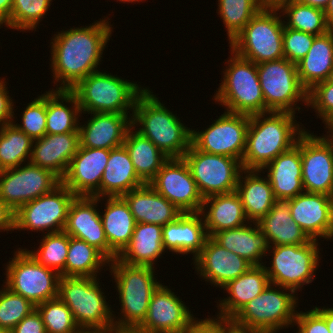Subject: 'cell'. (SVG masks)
<instances>
[{
	"instance_id": "obj_1",
	"label": "cell",
	"mask_w": 333,
	"mask_h": 333,
	"mask_svg": "<svg viewBox=\"0 0 333 333\" xmlns=\"http://www.w3.org/2000/svg\"><path fill=\"white\" fill-rule=\"evenodd\" d=\"M109 20L104 16L90 26H73L56 32L52 37L50 67L53 83H59L56 90H71L79 81L99 70L102 54L113 31Z\"/></svg>"
},
{
	"instance_id": "obj_2",
	"label": "cell",
	"mask_w": 333,
	"mask_h": 333,
	"mask_svg": "<svg viewBox=\"0 0 333 333\" xmlns=\"http://www.w3.org/2000/svg\"><path fill=\"white\" fill-rule=\"evenodd\" d=\"M295 119V114L291 112L270 111L250 115L241 162L243 169L262 170L281 153L292 148L306 131V127L301 128L302 125Z\"/></svg>"
},
{
	"instance_id": "obj_3",
	"label": "cell",
	"mask_w": 333,
	"mask_h": 333,
	"mask_svg": "<svg viewBox=\"0 0 333 333\" xmlns=\"http://www.w3.org/2000/svg\"><path fill=\"white\" fill-rule=\"evenodd\" d=\"M131 126L168 158H183L191 145L192 129L147 88L136 100Z\"/></svg>"
},
{
	"instance_id": "obj_4",
	"label": "cell",
	"mask_w": 333,
	"mask_h": 333,
	"mask_svg": "<svg viewBox=\"0 0 333 333\" xmlns=\"http://www.w3.org/2000/svg\"><path fill=\"white\" fill-rule=\"evenodd\" d=\"M146 89L137 82L98 70L70 91L76 96L81 113L130 114L132 111L133 115L136 100Z\"/></svg>"
},
{
	"instance_id": "obj_5",
	"label": "cell",
	"mask_w": 333,
	"mask_h": 333,
	"mask_svg": "<svg viewBox=\"0 0 333 333\" xmlns=\"http://www.w3.org/2000/svg\"><path fill=\"white\" fill-rule=\"evenodd\" d=\"M108 267L116 282L121 304L120 317L113 314L114 325L138 327L146 318L153 292L161 284L155 278L156 268L129 265L117 257L110 261Z\"/></svg>"
},
{
	"instance_id": "obj_6",
	"label": "cell",
	"mask_w": 333,
	"mask_h": 333,
	"mask_svg": "<svg viewBox=\"0 0 333 333\" xmlns=\"http://www.w3.org/2000/svg\"><path fill=\"white\" fill-rule=\"evenodd\" d=\"M99 284L98 277L61 276L59 280L58 297L83 333H97L114 325V311Z\"/></svg>"
},
{
	"instance_id": "obj_7",
	"label": "cell",
	"mask_w": 333,
	"mask_h": 333,
	"mask_svg": "<svg viewBox=\"0 0 333 333\" xmlns=\"http://www.w3.org/2000/svg\"><path fill=\"white\" fill-rule=\"evenodd\" d=\"M231 56L223 71V79L213 101L225 111L238 114L265 113V102L257 72V64L230 49Z\"/></svg>"
},
{
	"instance_id": "obj_8",
	"label": "cell",
	"mask_w": 333,
	"mask_h": 333,
	"mask_svg": "<svg viewBox=\"0 0 333 333\" xmlns=\"http://www.w3.org/2000/svg\"><path fill=\"white\" fill-rule=\"evenodd\" d=\"M279 11L261 8L233 39L230 49L255 64L283 59L284 20Z\"/></svg>"
},
{
	"instance_id": "obj_9",
	"label": "cell",
	"mask_w": 333,
	"mask_h": 333,
	"mask_svg": "<svg viewBox=\"0 0 333 333\" xmlns=\"http://www.w3.org/2000/svg\"><path fill=\"white\" fill-rule=\"evenodd\" d=\"M294 293L289 288L270 283L260 295L245 304L232 318L240 324L266 333H277L290 325L294 327L298 306V295Z\"/></svg>"
},
{
	"instance_id": "obj_10",
	"label": "cell",
	"mask_w": 333,
	"mask_h": 333,
	"mask_svg": "<svg viewBox=\"0 0 333 333\" xmlns=\"http://www.w3.org/2000/svg\"><path fill=\"white\" fill-rule=\"evenodd\" d=\"M265 113L300 111L299 102L307 106L308 91L301 85L297 64L286 58L257 64ZM297 109V110H296Z\"/></svg>"
},
{
	"instance_id": "obj_11",
	"label": "cell",
	"mask_w": 333,
	"mask_h": 333,
	"mask_svg": "<svg viewBox=\"0 0 333 333\" xmlns=\"http://www.w3.org/2000/svg\"><path fill=\"white\" fill-rule=\"evenodd\" d=\"M319 242L311 240L303 245L270 246L271 266L263 264L270 283L289 288L297 293L314 281L319 266ZM272 249V250H271Z\"/></svg>"
},
{
	"instance_id": "obj_12",
	"label": "cell",
	"mask_w": 333,
	"mask_h": 333,
	"mask_svg": "<svg viewBox=\"0 0 333 333\" xmlns=\"http://www.w3.org/2000/svg\"><path fill=\"white\" fill-rule=\"evenodd\" d=\"M13 257L5 265L7 288L35 306L58 297V272L40 265L25 248H18Z\"/></svg>"
},
{
	"instance_id": "obj_13",
	"label": "cell",
	"mask_w": 333,
	"mask_h": 333,
	"mask_svg": "<svg viewBox=\"0 0 333 333\" xmlns=\"http://www.w3.org/2000/svg\"><path fill=\"white\" fill-rule=\"evenodd\" d=\"M202 197L236 191L241 161L233 157L198 150L192 143L183 156Z\"/></svg>"
},
{
	"instance_id": "obj_14",
	"label": "cell",
	"mask_w": 333,
	"mask_h": 333,
	"mask_svg": "<svg viewBox=\"0 0 333 333\" xmlns=\"http://www.w3.org/2000/svg\"><path fill=\"white\" fill-rule=\"evenodd\" d=\"M76 196L61 182L49 193L24 204L14 214V230L62 232Z\"/></svg>"
},
{
	"instance_id": "obj_15",
	"label": "cell",
	"mask_w": 333,
	"mask_h": 333,
	"mask_svg": "<svg viewBox=\"0 0 333 333\" xmlns=\"http://www.w3.org/2000/svg\"><path fill=\"white\" fill-rule=\"evenodd\" d=\"M23 165L4 169L0 175V199L13 212L61 183V179L48 169L30 162Z\"/></svg>"
},
{
	"instance_id": "obj_16",
	"label": "cell",
	"mask_w": 333,
	"mask_h": 333,
	"mask_svg": "<svg viewBox=\"0 0 333 333\" xmlns=\"http://www.w3.org/2000/svg\"><path fill=\"white\" fill-rule=\"evenodd\" d=\"M250 115L225 111L208 128L192 129L191 143L200 151L233 157L242 162Z\"/></svg>"
},
{
	"instance_id": "obj_17",
	"label": "cell",
	"mask_w": 333,
	"mask_h": 333,
	"mask_svg": "<svg viewBox=\"0 0 333 333\" xmlns=\"http://www.w3.org/2000/svg\"><path fill=\"white\" fill-rule=\"evenodd\" d=\"M302 185L305 192L333 196V135L300 136Z\"/></svg>"
},
{
	"instance_id": "obj_18",
	"label": "cell",
	"mask_w": 333,
	"mask_h": 333,
	"mask_svg": "<svg viewBox=\"0 0 333 333\" xmlns=\"http://www.w3.org/2000/svg\"><path fill=\"white\" fill-rule=\"evenodd\" d=\"M149 184L182 213L201 212L204 198L184 158H169Z\"/></svg>"
},
{
	"instance_id": "obj_19",
	"label": "cell",
	"mask_w": 333,
	"mask_h": 333,
	"mask_svg": "<svg viewBox=\"0 0 333 333\" xmlns=\"http://www.w3.org/2000/svg\"><path fill=\"white\" fill-rule=\"evenodd\" d=\"M193 318L185 303L161 283L153 292L146 318L138 328L143 333H185Z\"/></svg>"
},
{
	"instance_id": "obj_20",
	"label": "cell",
	"mask_w": 333,
	"mask_h": 333,
	"mask_svg": "<svg viewBox=\"0 0 333 333\" xmlns=\"http://www.w3.org/2000/svg\"><path fill=\"white\" fill-rule=\"evenodd\" d=\"M110 150L79 147L61 182L75 195L100 198Z\"/></svg>"
},
{
	"instance_id": "obj_21",
	"label": "cell",
	"mask_w": 333,
	"mask_h": 333,
	"mask_svg": "<svg viewBox=\"0 0 333 333\" xmlns=\"http://www.w3.org/2000/svg\"><path fill=\"white\" fill-rule=\"evenodd\" d=\"M287 202L293 220L311 240L333 239V196L304 191Z\"/></svg>"
},
{
	"instance_id": "obj_22",
	"label": "cell",
	"mask_w": 333,
	"mask_h": 333,
	"mask_svg": "<svg viewBox=\"0 0 333 333\" xmlns=\"http://www.w3.org/2000/svg\"><path fill=\"white\" fill-rule=\"evenodd\" d=\"M193 261L199 277L217 288H222L253 266L246 259L223 248L212 237L207 238L201 252Z\"/></svg>"
},
{
	"instance_id": "obj_23",
	"label": "cell",
	"mask_w": 333,
	"mask_h": 333,
	"mask_svg": "<svg viewBox=\"0 0 333 333\" xmlns=\"http://www.w3.org/2000/svg\"><path fill=\"white\" fill-rule=\"evenodd\" d=\"M100 201L101 198L76 196L69 206L63 231L96 247L108 258V241L96 209Z\"/></svg>"
},
{
	"instance_id": "obj_24",
	"label": "cell",
	"mask_w": 333,
	"mask_h": 333,
	"mask_svg": "<svg viewBox=\"0 0 333 333\" xmlns=\"http://www.w3.org/2000/svg\"><path fill=\"white\" fill-rule=\"evenodd\" d=\"M163 247L166 252L188 255L195 259L209 237L201 212H185L162 227Z\"/></svg>"
},
{
	"instance_id": "obj_25",
	"label": "cell",
	"mask_w": 333,
	"mask_h": 333,
	"mask_svg": "<svg viewBox=\"0 0 333 333\" xmlns=\"http://www.w3.org/2000/svg\"><path fill=\"white\" fill-rule=\"evenodd\" d=\"M88 114L91 116L87 123L79 125V147L111 150L123 145L125 135L131 127L132 114Z\"/></svg>"
},
{
	"instance_id": "obj_26",
	"label": "cell",
	"mask_w": 333,
	"mask_h": 333,
	"mask_svg": "<svg viewBox=\"0 0 333 333\" xmlns=\"http://www.w3.org/2000/svg\"><path fill=\"white\" fill-rule=\"evenodd\" d=\"M79 146V133L45 134L33 140L30 163L62 179Z\"/></svg>"
},
{
	"instance_id": "obj_27",
	"label": "cell",
	"mask_w": 333,
	"mask_h": 333,
	"mask_svg": "<svg viewBox=\"0 0 333 333\" xmlns=\"http://www.w3.org/2000/svg\"><path fill=\"white\" fill-rule=\"evenodd\" d=\"M264 169L277 200L287 201L303 193L300 137L292 148L269 162L262 173Z\"/></svg>"
},
{
	"instance_id": "obj_28",
	"label": "cell",
	"mask_w": 333,
	"mask_h": 333,
	"mask_svg": "<svg viewBox=\"0 0 333 333\" xmlns=\"http://www.w3.org/2000/svg\"><path fill=\"white\" fill-rule=\"evenodd\" d=\"M122 198L128 204L136 223H151L163 227L182 214V211L160 195L150 184L133 189Z\"/></svg>"
},
{
	"instance_id": "obj_29",
	"label": "cell",
	"mask_w": 333,
	"mask_h": 333,
	"mask_svg": "<svg viewBox=\"0 0 333 333\" xmlns=\"http://www.w3.org/2000/svg\"><path fill=\"white\" fill-rule=\"evenodd\" d=\"M104 199L107 202L100 215L108 241V259L111 261L130 243L136 221L122 197H102L101 200Z\"/></svg>"
},
{
	"instance_id": "obj_30",
	"label": "cell",
	"mask_w": 333,
	"mask_h": 333,
	"mask_svg": "<svg viewBox=\"0 0 333 333\" xmlns=\"http://www.w3.org/2000/svg\"><path fill=\"white\" fill-rule=\"evenodd\" d=\"M269 284L270 280L264 266H252L247 272L221 288L229 296L218 300L217 314L232 318L245 304L260 295Z\"/></svg>"
},
{
	"instance_id": "obj_31",
	"label": "cell",
	"mask_w": 333,
	"mask_h": 333,
	"mask_svg": "<svg viewBox=\"0 0 333 333\" xmlns=\"http://www.w3.org/2000/svg\"><path fill=\"white\" fill-rule=\"evenodd\" d=\"M201 213L209 237L219 231L249 224L241 199L236 191L206 197Z\"/></svg>"
},
{
	"instance_id": "obj_32",
	"label": "cell",
	"mask_w": 333,
	"mask_h": 333,
	"mask_svg": "<svg viewBox=\"0 0 333 333\" xmlns=\"http://www.w3.org/2000/svg\"><path fill=\"white\" fill-rule=\"evenodd\" d=\"M252 224L249 222V225L219 231L212 238L223 248L246 259L253 266H261L264 264L262 258L267 256L270 244L257 222Z\"/></svg>"
},
{
	"instance_id": "obj_33",
	"label": "cell",
	"mask_w": 333,
	"mask_h": 333,
	"mask_svg": "<svg viewBox=\"0 0 333 333\" xmlns=\"http://www.w3.org/2000/svg\"><path fill=\"white\" fill-rule=\"evenodd\" d=\"M144 184L146 183L137 175L125 146L111 149L100 184V198L122 197Z\"/></svg>"
},
{
	"instance_id": "obj_34",
	"label": "cell",
	"mask_w": 333,
	"mask_h": 333,
	"mask_svg": "<svg viewBox=\"0 0 333 333\" xmlns=\"http://www.w3.org/2000/svg\"><path fill=\"white\" fill-rule=\"evenodd\" d=\"M261 172V170L243 169L236 187V192L241 199L246 217L251 223L258 222L263 218L277 200L269 179L267 176L265 178L263 175L261 176L259 174Z\"/></svg>"
},
{
	"instance_id": "obj_35",
	"label": "cell",
	"mask_w": 333,
	"mask_h": 333,
	"mask_svg": "<svg viewBox=\"0 0 333 333\" xmlns=\"http://www.w3.org/2000/svg\"><path fill=\"white\" fill-rule=\"evenodd\" d=\"M257 224L270 246L303 245L311 241L293 220L288 202L284 200H276L270 211Z\"/></svg>"
},
{
	"instance_id": "obj_36",
	"label": "cell",
	"mask_w": 333,
	"mask_h": 333,
	"mask_svg": "<svg viewBox=\"0 0 333 333\" xmlns=\"http://www.w3.org/2000/svg\"><path fill=\"white\" fill-rule=\"evenodd\" d=\"M164 252L162 226L136 223L130 243L117 258L129 265L154 267Z\"/></svg>"
},
{
	"instance_id": "obj_37",
	"label": "cell",
	"mask_w": 333,
	"mask_h": 333,
	"mask_svg": "<svg viewBox=\"0 0 333 333\" xmlns=\"http://www.w3.org/2000/svg\"><path fill=\"white\" fill-rule=\"evenodd\" d=\"M333 68V30L316 36L307 55L297 63L301 85L308 91L326 81Z\"/></svg>"
},
{
	"instance_id": "obj_38",
	"label": "cell",
	"mask_w": 333,
	"mask_h": 333,
	"mask_svg": "<svg viewBox=\"0 0 333 333\" xmlns=\"http://www.w3.org/2000/svg\"><path fill=\"white\" fill-rule=\"evenodd\" d=\"M81 114L77 98L70 90L46 91V134L79 133Z\"/></svg>"
},
{
	"instance_id": "obj_39",
	"label": "cell",
	"mask_w": 333,
	"mask_h": 333,
	"mask_svg": "<svg viewBox=\"0 0 333 333\" xmlns=\"http://www.w3.org/2000/svg\"><path fill=\"white\" fill-rule=\"evenodd\" d=\"M133 130V126L128 129L123 145L129 153L137 175L149 184L169 158L148 138Z\"/></svg>"
},
{
	"instance_id": "obj_40",
	"label": "cell",
	"mask_w": 333,
	"mask_h": 333,
	"mask_svg": "<svg viewBox=\"0 0 333 333\" xmlns=\"http://www.w3.org/2000/svg\"><path fill=\"white\" fill-rule=\"evenodd\" d=\"M109 263L110 260L96 247L69 236L65 277H97V273Z\"/></svg>"
},
{
	"instance_id": "obj_41",
	"label": "cell",
	"mask_w": 333,
	"mask_h": 333,
	"mask_svg": "<svg viewBox=\"0 0 333 333\" xmlns=\"http://www.w3.org/2000/svg\"><path fill=\"white\" fill-rule=\"evenodd\" d=\"M16 121L0 126V168H16L30 162L33 140L21 131Z\"/></svg>"
},
{
	"instance_id": "obj_42",
	"label": "cell",
	"mask_w": 333,
	"mask_h": 333,
	"mask_svg": "<svg viewBox=\"0 0 333 333\" xmlns=\"http://www.w3.org/2000/svg\"><path fill=\"white\" fill-rule=\"evenodd\" d=\"M282 18H286L287 28L319 36L331 30L326 22L324 11L299 1L291 0L278 8ZM285 15V16H284Z\"/></svg>"
},
{
	"instance_id": "obj_43",
	"label": "cell",
	"mask_w": 333,
	"mask_h": 333,
	"mask_svg": "<svg viewBox=\"0 0 333 333\" xmlns=\"http://www.w3.org/2000/svg\"><path fill=\"white\" fill-rule=\"evenodd\" d=\"M37 250L26 249L32 257L44 267L58 272L65 276V264L69 248V235L62 231L49 233L40 240Z\"/></svg>"
},
{
	"instance_id": "obj_44",
	"label": "cell",
	"mask_w": 333,
	"mask_h": 333,
	"mask_svg": "<svg viewBox=\"0 0 333 333\" xmlns=\"http://www.w3.org/2000/svg\"><path fill=\"white\" fill-rule=\"evenodd\" d=\"M262 7L257 0H218V15L223 20L229 44Z\"/></svg>"
},
{
	"instance_id": "obj_45",
	"label": "cell",
	"mask_w": 333,
	"mask_h": 333,
	"mask_svg": "<svg viewBox=\"0 0 333 333\" xmlns=\"http://www.w3.org/2000/svg\"><path fill=\"white\" fill-rule=\"evenodd\" d=\"M52 0H14L10 19L4 24L17 31H33L49 10Z\"/></svg>"
},
{
	"instance_id": "obj_46",
	"label": "cell",
	"mask_w": 333,
	"mask_h": 333,
	"mask_svg": "<svg viewBox=\"0 0 333 333\" xmlns=\"http://www.w3.org/2000/svg\"><path fill=\"white\" fill-rule=\"evenodd\" d=\"M36 309L42 317L46 333H83L71 310L59 297L42 302Z\"/></svg>"
},
{
	"instance_id": "obj_47",
	"label": "cell",
	"mask_w": 333,
	"mask_h": 333,
	"mask_svg": "<svg viewBox=\"0 0 333 333\" xmlns=\"http://www.w3.org/2000/svg\"><path fill=\"white\" fill-rule=\"evenodd\" d=\"M3 287L0 290V327L10 332L24 317L35 310L36 306L5 285Z\"/></svg>"
},
{
	"instance_id": "obj_48",
	"label": "cell",
	"mask_w": 333,
	"mask_h": 333,
	"mask_svg": "<svg viewBox=\"0 0 333 333\" xmlns=\"http://www.w3.org/2000/svg\"><path fill=\"white\" fill-rule=\"evenodd\" d=\"M21 117V125H15L28 135L32 140L43 137L46 134V93L28 103Z\"/></svg>"
},
{
	"instance_id": "obj_49",
	"label": "cell",
	"mask_w": 333,
	"mask_h": 333,
	"mask_svg": "<svg viewBox=\"0 0 333 333\" xmlns=\"http://www.w3.org/2000/svg\"><path fill=\"white\" fill-rule=\"evenodd\" d=\"M315 37L313 34L290 29L284 25L282 40L284 58L297 64L307 55Z\"/></svg>"
},
{
	"instance_id": "obj_50",
	"label": "cell",
	"mask_w": 333,
	"mask_h": 333,
	"mask_svg": "<svg viewBox=\"0 0 333 333\" xmlns=\"http://www.w3.org/2000/svg\"><path fill=\"white\" fill-rule=\"evenodd\" d=\"M308 106L315 110L317 118L319 116L324 121L333 112V83L322 81L308 90Z\"/></svg>"
},
{
	"instance_id": "obj_51",
	"label": "cell",
	"mask_w": 333,
	"mask_h": 333,
	"mask_svg": "<svg viewBox=\"0 0 333 333\" xmlns=\"http://www.w3.org/2000/svg\"><path fill=\"white\" fill-rule=\"evenodd\" d=\"M296 333H329L325 319L314 309L306 312L297 311L295 323Z\"/></svg>"
},
{
	"instance_id": "obj_52",
	"label": "cell",
	"mask_w": 333,
	"mask_h": 333,
	"mask_svg": "<svg viewBox=\"0 0 333 333\" xmlns=\"http://www.w3.org/2000/svg\"><path fill=\"white\" fill-rule=\"evenodd\" d=\"M193 318L185 333H224V317Z\"/></svg>"
},
{
	"instance_id": "obj_53",
	"label": "cell",
	"mask_w": 333,
	"mask_h": 333,
	"mask_svg": "<svg viewBox=\"0 0 333 333\" xmlns=\"http://www.w3.org/2000/svg\"><path fill=\"white\" fill-rule=\"evenodd\" d=\"M5 78L0 77V126L13 122L14 114V100L9 95L6 87L7 83Z\"/></svg>"
},
{
	"instance_id": "obj_54",
	"label": "cell",
	"mask_w": 333,
	"mask_h": 333,
	"mask_svg": "<svg viewBox=\"0 0 333 333\" xmlns=\"http://www.w3.org/2000/svg\"><path fill=\"white\" fill-rule=\"evenodd\" d=\"M10 333H46L45 326L37 309L24 317Z\"/></svg>"
},
{
	"instance_id": "obj_55",
	"label": "cell",
	"mask_w": 333,
	"mask_h": 333,
	"mask_svg": "<svg viewBox=\"0 0 333 333\" xmlns=\"http://www.w3.org/2000/svg\"><path fill=\"white\" fill-rule=\"evenodd\" d=\"M14 214L1 199H0V232L14 231Z\"/></svg>"
},
{
	"instance_id": "obj_56",
	"label": "cell",
	"mask_w": 333,
	"mask_h": 333,
	"mask_svg": "<svg viewBox=\"0 0 333 333\" xmlns=\"http://www.w3.org/2000/svg\"><path fill=\"white\" fill-rule=\"evenodd\" d=\"M224 333H266L260 329L236 322L233 318L224 317Z\"/></svg>"
},
{
	"instance_id": "obj_57",
	"label": "cell",
	"mask_w": 333,
	"mask_h": 333,
	"mask_svg": "<svg viewBox=\"0 0 333 333\" xmlns=\"http://www.w3.org/2000/svg\"><path fill=\"white\" fill-rule=\"evenodd\" d=\"M13 1L14 0H0V28L10 19Z\"/></svg>"
},
{
	"instance_id": "obj_58",
	"label": "cell",
	"mask_w": 333,
	"mask_h": 333,
	"mask_svg": "<svg viewBox=\"0 0 333 333\" xmlns=\"http://www.w3.org/2000/svg\"><path fill=\"white\" fill-rule=\"evenodd\" d=\"M97 333H143V332L138 327L112 325L106 327L104 330L98 331Z\"/></svg>"
},
{
	"instance_id": "obj_59",
	"label": "cell",
	"mask_w": 333,
	"mask_h": 333,
	"mask_svg": "<svg viewBox=\"0 0 333 333\" xmlns=\"http://www.w3.org/2000/svg\"><path fill=\"white\" fill-rule=\"evenodd\" d=\"M314 309L325 319L329 333H333V308H319L315 306Z\"/></svg>"
},
{
	"instance_id": "obj_60",
	"label": "cell",
	"mask_w": 333,
	"mask_h": 333,
	"mask_svg": "<svg viewBox=\"0 0 333 333\" xmlns=\"http://www.w3.org/2000/svg\"><path fill=\"white\" fill-rule=\"evenodd\" d=\"M291 0H257L262 8H279L282 4Z\"/></svg>"
},
{
	"instance_id": "obj_61",
	"label": "cell",
	"mask_w": 333,
	"mask_h": 333,
	"mask_svg": "<svg viewBox=\"0 0 333 333\" xmlns=\"http://www.w3.org/2000/svg\"><path fill=\"white\" fill-rule=\"evenodd\" d=\"M302 4L309 5L314 8L325 10L330 0H296Z\"/></svg>"
},
{
	"instance_id": "obj_62",
	"label": "cell",
	"mask_w": 333,
	"mask_h": 333,
	"mask_svg": "<svg viewBox=\"0 0 333 333\" xmlns=\"http://www.w3.org/2000/svg\"><path fill=\"white\" fill-rule=\"evenodd\" d=\"M325 19L328 27L333 30V0H330L327 7L324 10Z\"/></svg>"
},
{
	"instance_id": "obj_63",
	"label": "cell",
	"mask_w": 333,
	"mask_h": 333,
	"mask_svg": "<svg viewBox=\"0 0 333 333\" xmlns=\"http://www.w3.org/2000/svg\"><path fill=\"white\" fill-rule=\"evenodd\" d=\"M322 122L325 124V129L328 130L326 134L333 135V112Z\"/></svg>"
},
{
	"instance_id": "obj_64",
	"label": "cell",
	"mask_w": 333,
	"mask_h": 333,
	"mask_svg": "<svg viewBox=\"0 0 333 333\" xmlns=\"http://www.w3.org/2000/svg\"><path fill=\"white\" fill-rule=\"evenodd\" d=\"M117 1H120L121 3H134V2H142L143 0H117Z\"/></svg>"
},
{
	"instance_id": "obj_65",
	"label": "cell",
	"mask_w": 333,
	"mask_h": 333,
	"mask_svg": "<svg viewBox=\"0 0 333 333\" xmlns=\"http://www.w3.org/2000/svg\"><path fill=\"white\" fill-rule=\"evenodd\" d=\"M330 83H333V68H332V70H331V72H330V75H329V77H328V79H327Z\"/></svg>"
},
{
	"instance_id": "obj_66",
	"label": "cell",
	"mask_w": 333,
	"mask_h": 333,
	"mask_svg": "<svg viewBox=\"0 0 333 333\" xmlns=\"http://www.w3.org/2000/svg\"><path fill=\"white\" fill-rule=\"evenodd\" d=\"M0 333H10L8 330L0 327Z\"/></svg>"
}]
</instances>
